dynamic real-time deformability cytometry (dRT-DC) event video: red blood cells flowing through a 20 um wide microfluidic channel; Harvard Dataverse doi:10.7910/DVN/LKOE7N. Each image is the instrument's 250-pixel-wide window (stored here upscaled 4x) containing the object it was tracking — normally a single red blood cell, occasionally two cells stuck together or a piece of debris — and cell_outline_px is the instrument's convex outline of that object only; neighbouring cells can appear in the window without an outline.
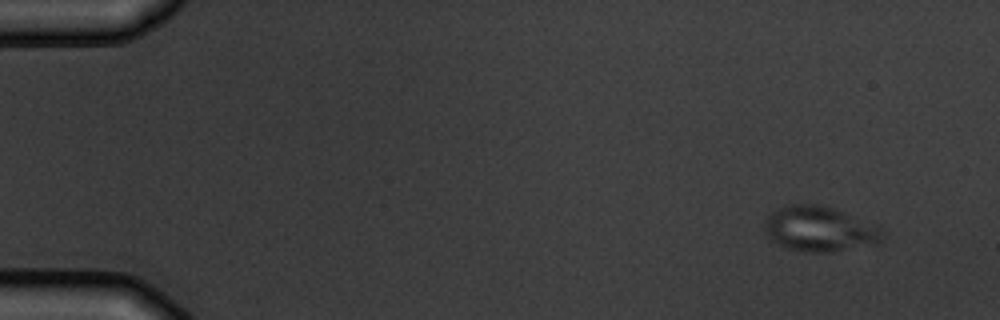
{"species": "common noctule bat (a hibernating species)", "species_latin": "Nyctalus noctula", "temperature_condition": "warm", "stored_images_in_passage": 5, "camera_frame_rate_fps": 3000, "um_per_image_px": 0.085, "animal": {"sex": "male", "body_mass_g": 19.5, "forearm_length_mm": 54.6}, "frame": {"image": 1, "passage_image": 1, "time_ms": 0.0, "image_size_px": [1000, 320], "cell_outline_px": [[884, 232], [880, 240], [876, 244], [832, 252], [804, 252], [788, 248], [772, 240], [764, 232], [764, 224], [768, 216], [772, 212], [788, 204], [812, 204], [832, 208], [880, 224]], "centroid_in_image_um": [69.71, 19.46], "position_along_channel_um": 15.3, "area_um2": 31.15}}